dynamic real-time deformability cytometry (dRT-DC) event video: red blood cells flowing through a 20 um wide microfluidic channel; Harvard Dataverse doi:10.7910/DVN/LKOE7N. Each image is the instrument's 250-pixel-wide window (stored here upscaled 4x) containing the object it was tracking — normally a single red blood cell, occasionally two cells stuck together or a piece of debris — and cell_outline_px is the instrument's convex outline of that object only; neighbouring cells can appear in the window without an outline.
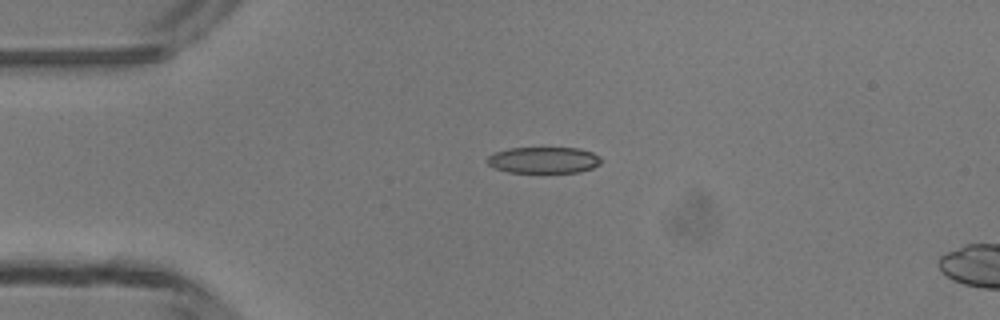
{"species": "common noctule bat (a hibernating species)", "species_latin": "Nyctalus noctula", "temperature_condition": "room temperature", "stored_images_in_passage": 3, "camera_frame_rate_fps": 3000, "um_per_image_px": 0.085, "animal": {"sex": "male", "body_mass_g": 13.3}, "frame": {"image": 1, "passage_image": 2, "time_ms": 1.333, "image_size_px": [1000, 320], "cell_outline_px": [[604, 160], [600, 164], [592, 168], [580, 172], [508, 172], [496, 168], [488, 164], [488, 156], [496, 152], [508, 148], [580, 148], [592, 152], [600, 156]], "centroid_in_image_um": [46.27, 13.6], "position_along_channel_um": 38.7, "area_um2": 17.46}}